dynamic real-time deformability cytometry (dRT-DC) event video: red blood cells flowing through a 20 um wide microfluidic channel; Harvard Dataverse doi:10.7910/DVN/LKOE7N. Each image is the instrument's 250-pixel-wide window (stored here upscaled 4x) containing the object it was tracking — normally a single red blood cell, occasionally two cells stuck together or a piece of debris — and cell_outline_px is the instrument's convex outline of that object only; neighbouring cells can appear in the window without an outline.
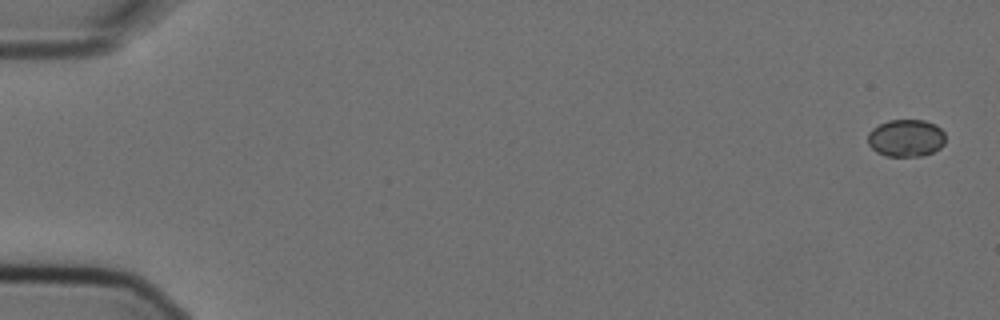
{"species": "Egyptian fruit bat (a non-hibernating species)", "species_latin": "Rousettus aegyptiacus", "temperature_condition": "cold", "stored_images_in_passage": 6, "camera_frame_rate_fps": 3000, "um_per_image_px": 0.085, "animal": {"sex": "female"}, "frame": {"image": 1, "passage_image": 1, "time_ms": 0.0, "image_size_px": [1000, 320], "cell_outline_px": [[944, 144], [940, 148], [932, 152], [920, 156], [884, 156], [876, 152], [868, 144], [868, 132], [872, 128], [888, 120], [924, 120], [936, 124], [944, 132]], "centroid_in_image_um": [77.0, 11.73], "position_along_channel_um": 8.0, "area_um2": 16.99}}
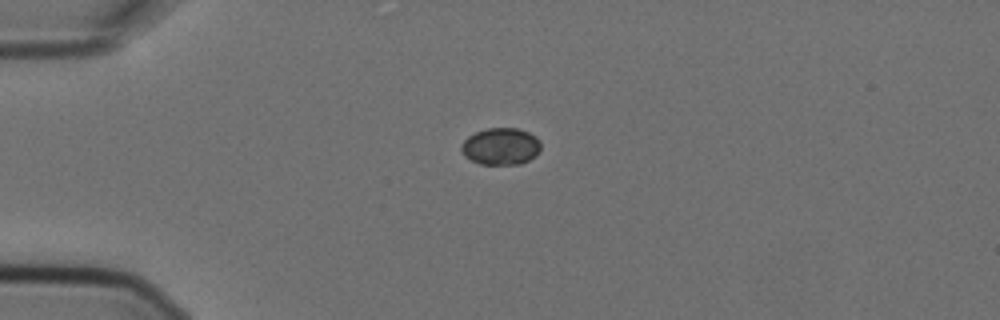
{"frame": {"image": 2, "passage_image": 4, "time_ms": 1.0, "image_size_px": [1000, 320], "cell_outline_px": [[540, 148], [536, 156], [520, 164], [480, 164], [464, 156], [460, 148], [460, 144], [468, 136], [476, 132], [488, 128], [516, 128], [528, 132], [536, 136], [540, 140]], "centroid_in_image_um": [42.56, 12.44], "position_along_channel_um": 42.4, "area_um2": 17.17}}
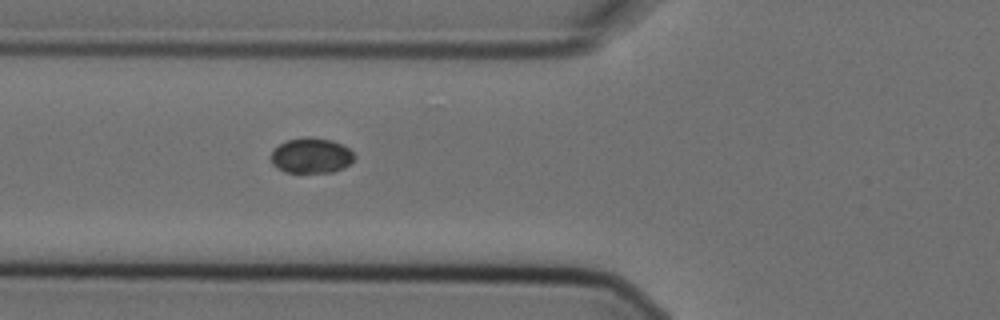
{"frame": {"image": 3, "passage_image": 6, "time_ms": 1.667, "image_size_px": [1000, 320], "cell_outline_px": [[356, 156], [344, 168], [332, 172], [284, 172], [276, 168], [272, 164], [272, 152], [280, 144], [288, 140], [308, 136], [312, 136], [332, 140], [348, 148]], "centroid_in_image_um": [26.46, 13.22], "position_along_channel_um": 99.3, "area_um2": 17.05}}